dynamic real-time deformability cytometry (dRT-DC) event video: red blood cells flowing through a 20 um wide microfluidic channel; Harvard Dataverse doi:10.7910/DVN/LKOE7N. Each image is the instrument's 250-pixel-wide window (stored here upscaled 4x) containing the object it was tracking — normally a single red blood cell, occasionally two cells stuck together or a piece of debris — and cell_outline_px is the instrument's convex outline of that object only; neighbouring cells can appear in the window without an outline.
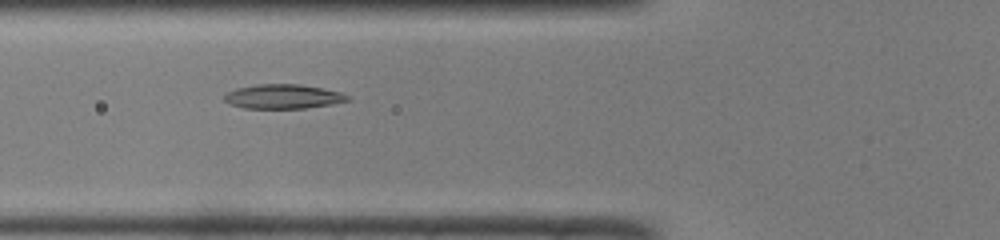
{"species": "common noctule bat (a hibernating species)", "species_latin": "Nyctalus noctula", "temperature_condition": "room temperature", "stored_images_in_passage": 35, "camera_frame_rate_fps": 3000, "um_per_image_px": 0.085, "animal": {"sex": "male", "body_mass_g": 19.0, "forearm_length_mm": 50.8}, "frame": {"image": 1, "passage_image": 5, "time_ms": 1.333, "image_size_px": [1000, 240], "cell_outline_px": [[352, 100], [332, 104], [304, 108], [244, 108], [228, 104], [224, 100], [224, 96], [228, 92], [236, 88], [256, 84], [300, 84], [340, 92], [352, 96]], "centroid_in_image_um": [24.08, 8.2], "position_along_channel_um": 101.7, "area_um2": 17.57}}
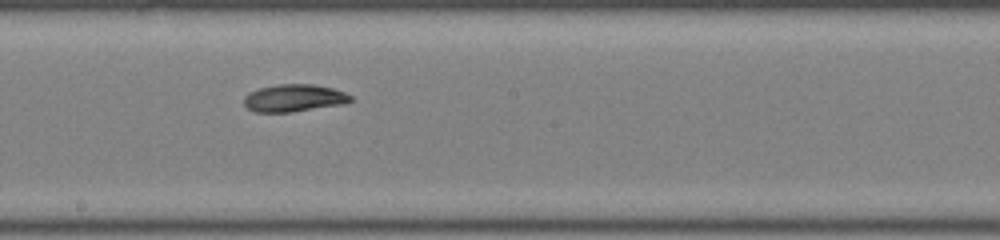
{"frame": {"image": 2, "passage_image": 14, "time_ms": 4.333, "image_size_px": [1000, 240], "cell_outline_px": [[352, 100], [344, 104], [292, 112], [256, 112], [248, 108], [244, 104], [244, 96], [248, 92], [260, 88], [280, 84], [312, 84], [332, 88], [344, 92], [352, 96]], "centroid_in_image_um": [24.99, 8.33], "position_along_channel_um": 223.2, "area_um2": 16.99}}
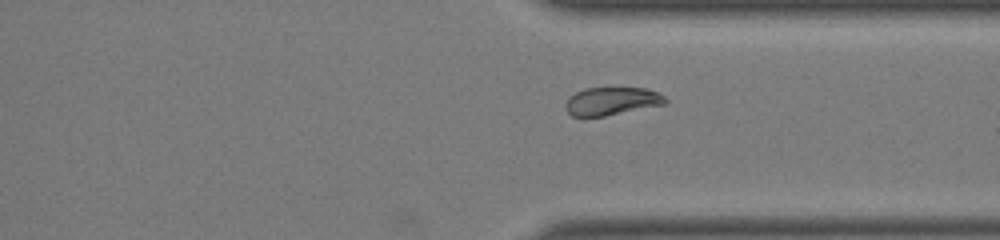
{"frame": {"image": 3, "passage_image": 24, "time_ms": 7.667, "image_size_px": [1000, 240], "cell_outline_px": [[668, 100], [664, 104], [604, 116], [572, 116], [564, 108], [564, 104], [568, 96], [584, 88], [648, 88], [664, 96]], "centroid_in_image_um": [51.95, 8.59], "position_along_channel_um": 359.5, "area_um2": 16.24}}